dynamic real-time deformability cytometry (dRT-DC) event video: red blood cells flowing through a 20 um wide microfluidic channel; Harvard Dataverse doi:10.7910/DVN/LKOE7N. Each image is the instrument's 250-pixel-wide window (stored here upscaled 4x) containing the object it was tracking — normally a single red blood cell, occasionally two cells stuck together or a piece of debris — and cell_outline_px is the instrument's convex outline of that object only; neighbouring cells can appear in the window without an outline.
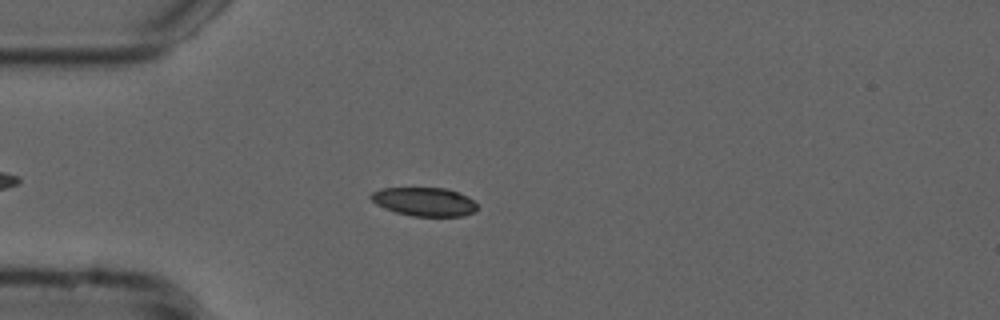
{"species": "common noctule bat (a hibernating species)", "species_latin": "Nyctalus noctula", "temperature_condition": "cold", "stored_images_in_passage": 49, "camera_frame_rate_fps": 3000, "um_per_image_px": 0.085, "animal": {"sex": "male", "forearm_length_mm": 52.5}, "frame": {"image": 1, "passage_image": 9, "time_ms": 2.667, "image_size_px": [1000, 320], "cell_outline_px": [[476, 212], [460, 216], [412, 216], [396, 212], [376, 204], [368, 196], [372, 192], [380, 188], [444, 188], [468, 196], [476, 204]], "centroid_in_image_um": [36.05, 17.14], "position_along_channel_um": 49.0, "area_um2": 17.63}}
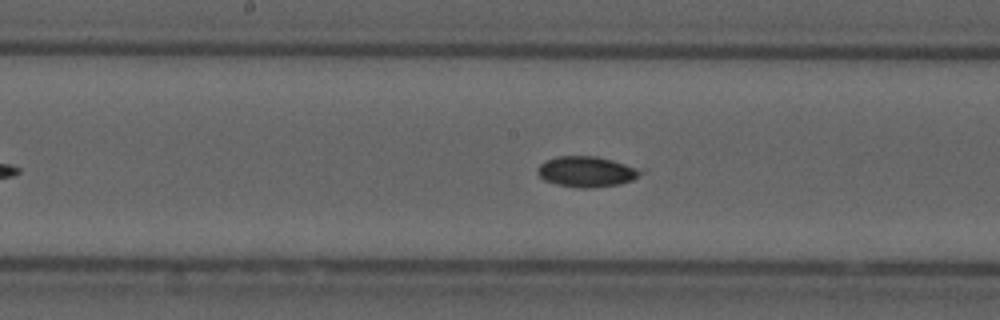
{"frame": {"image": 2, "passage_image": 22, "time_ms": 7.0, "image_size_px": [1000, 320], "cell_outline_px": [[644, 172], [632, 180], [620, 184], [588, 188], [580, 188], [556, 184], [544, 180], [536, 172], [536, 168], [544, 160], [556, 156], [596, 156], [644, 168]], "centroid_in_image_um": [49.87, 14.58], "position_along_channel_um": 198.3, "area_um2": 18.67}}
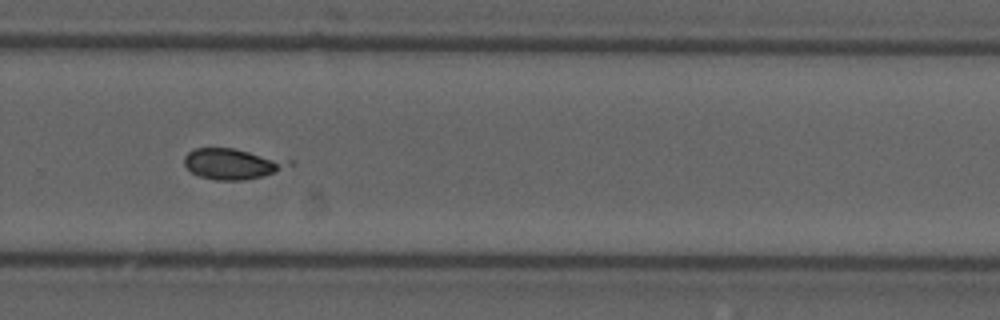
{"frame": {"image": 3, "passage_image": 31, "time_ms": 10.0, "image_size_px": [1000, 320], "cell_outline_px": [[292, 164], [276, 172], [264, 176], [244, 180], [216, 180], [200, 176], [192, 172], [184, 164], [184, 156], [188, 152], [196, 148], [232, 148], [292, 160]], "centroid_in_image_um": [19.75, 13.92], "position_along_channel_um": 310.0, "area_um2": 18.61}}